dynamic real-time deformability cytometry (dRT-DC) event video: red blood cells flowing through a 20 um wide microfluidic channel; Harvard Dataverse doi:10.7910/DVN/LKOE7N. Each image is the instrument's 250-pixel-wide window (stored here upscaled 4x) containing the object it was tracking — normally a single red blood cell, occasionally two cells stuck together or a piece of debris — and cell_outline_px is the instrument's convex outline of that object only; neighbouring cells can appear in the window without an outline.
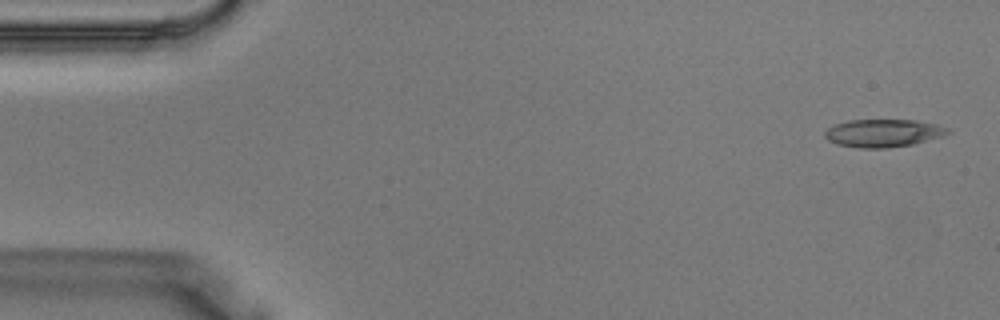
{"species": "Egyptian fruit bat (a non-hibernating species)", "species_latin": "Rousettus aegyptiacus", "temperature_condition": "warm", "stored_images_in_passage": 10, "camera_frame_rate_fps": 3000, "um_per_image_px": 0.085, "animal": {"sex": "male"}, "frame": {"image": 1, "passage_image": 2, "time_ms": 0.333, "image_size_px": [1000, 320], "cell_outline_px": [[952, 132], [944, 136], [912, 144], [888, 148], [860, 148], [836, 144], [828, 140], [824, 136], [824, 132], [828, 128], [836, 124], [848, 120], [916, 120], [936, 124], [948, 128]], "centroid_in_image_um": [75.09, 11.31], "position_along_channel_um": 9.9, "area_um2": 20.0}}